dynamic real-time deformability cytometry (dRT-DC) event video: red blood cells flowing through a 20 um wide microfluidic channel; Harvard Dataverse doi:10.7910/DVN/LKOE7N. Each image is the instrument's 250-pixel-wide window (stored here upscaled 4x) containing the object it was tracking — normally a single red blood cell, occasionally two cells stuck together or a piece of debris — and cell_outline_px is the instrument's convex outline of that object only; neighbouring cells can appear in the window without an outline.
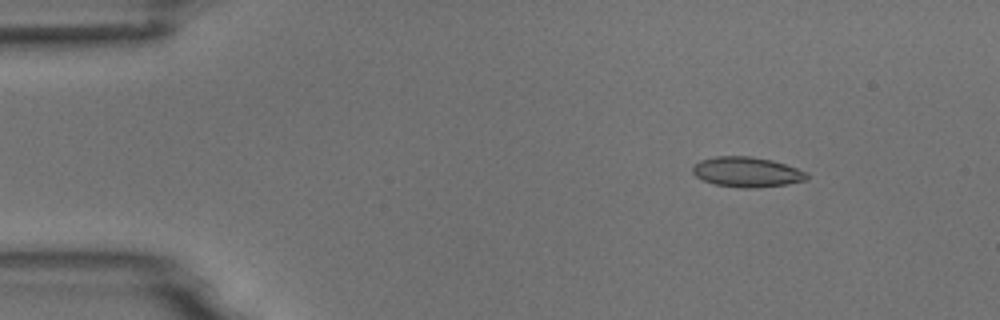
{"species": "common noctule bat (a hibernating species)", "species_latin": "Nyctalus noctula", "temperature_condition": "room temperature", "stored_images_in_passage": 4, "camera_frame_rate_fps": 3000, "um_per_image_px": 0.085, "animal": {"sex": "male", "body_mass_g": 18.8}, "frame": {"image": 1, "passage_image": 2, "time_ms": 1.0, "image_size_px": [1000, 320], "cell_outline_px": [[808, 176], [804, 180], [788, 184], [756, 188], [744, 188], [716, 184], [704, 180], [696, 176], [692, 172], [692, 164], [700, 160], [716, 156], [748, 156], [772, 160], [808, 172]], "centroid_in_image_um": [63.46, 14.61], "position_along_channel_um": 21.5, "area_um2": 19.94}}